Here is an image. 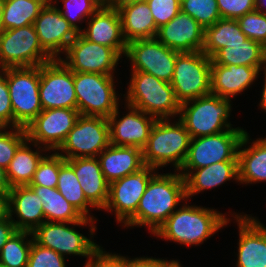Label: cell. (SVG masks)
Here are the masks:
<instances>
[{
  "label": "cell",
  "instance_id": "47",
  "mask_svg": "<svg viewBox=\"0 0 266 267\" xmlns=\"http://www.w3.org/2000/svg\"><path fill=\"white\" fill-rule=\"evenodd\" d=\"M171 259L168 261L167 258H156V257H135L130 258L125 256V267H165Z\"/></svg>",
  "mask_w": 266,
  "mask_h": 267
},
{
  "label": "cell",
  "instance_id": "25",
  "mask_svg": "<svg viewBox=\"0 0 266 267\" xmlns=\"http://www.w3.org/2000/svg\"><path fill=\"white\" fill-rule=\"evenodd\" d=\"M8 195L9 217L17 230L33 232L45 222L43 203L29 185L13 187Z\"/></svg>",
  "mask_w": 266,
  "mask_h": 267
},
{
  "label": "cell",
  "instance_id": "42",
  "mask_svg": "<svg viewBox=\"0 0 266 267\" xmlns=\"http://www.w3.org/2000/svg\"><path fill=\"white\" fill-rule=\"evenodd\" d=\"M66 260V257L40 246L33 240L27 267H67Z\"/></svg>",
  "mask_w": 266,
  "mask_h": 267
},
{
  "label": "cell",
  "instance_id": "13",
  "mask_svg": "<svg viewBox=\"0 0 266 267\" xmlns=\"http://www.w3.org/2000/svg\"><path fill=\"white\" fill-rule=\"evenodd\" d=\"M179 53L155 37L128 42L124 57L130 62L131 71H143L170 83Z\"/></svg>",
  "mask_w": 266,
  "mask_h": 267
},
{
  "label": "cell",
  "instance_id": "19",
  "mask_svg": "<svg viewBox=\"0 0 266 267\" xmlns=\"http://www.w3.org/2000/svg\"><path fill=\"white\" fill-rule=\"evenodd\" d=\"M229 212L228 217L237 223L239 235L235 266L266 267V226L250 214Z\"/></svg>",
  "mask_w": 266,
  "mask_h": 267
},
{
  "label": "cell",
  "instance_id": "43",
  "mask_svg": "<svg viewBox=\"0 0 266 267\" xmlns=\"http://www.w3.org/2000/svg\"><path fill=\"white\" fill-rule=\"evenodd\" d=\"M157 29L167 24L180 11V0H146Z\"/></svg>",
  "mask_w": 266,
  "mask_h": 267
},
{
  "label": "cell",
  "instance_id": "5",
  "mask_svg": "<svg viewBox=\"0 0 266 267\" xmlns=\"http://www.w3.org/2000/svg\"><path fill=\"white\" fill-rule=\"evenodd\" d=\"M98 220L84 217L77 222H43L33 232L34 241L42 247L49 248L69 259L68 255L87 258L101 246L93 239L97 231ZM88 228V236L83 235L75 227ZM66 255V256H65Z\"/></svg>",
  "mask_w": 266,
  "mask_h": 267
},
{
  "label": "cell",
  "instance_id": "34",
  "mask_svg": "<svg viewBox=\"0 0 266 267\" xmlns=\"http://www.w3.org/2000/svg\"><path fill=\"white\" fill-rule=\"evenodd\" d=\"M56 188L84 217L98 220L90 213V209H96L87 201L73 168L61 155Z\"/></svg>",
  "mask_w": 266,
  "mask_h": 267
},
{
  "label": "cell",
  "instance_id": "20",
  "mask_svg": "<svg viewBox=\"0 0 266 267\" xmlns=\"http://www.w3.org/2000/svg\"><path fill=\"white\" fill-rule=\"evenodd\" d=\"M126 106V107H125ZM120 116L119 107L108 117L110 144L115 146L145 147L156 118L127 104ZM121 117V118H120Z\"/></svg>",
  "mask_w": 266,
  "mask_h": 267
},
{
  "label": "cell",
  "instance_id": "9",
  "mask_svg": "<svg viewBox=\"0 0 266 267\" xmlns=\"http://www.w3.org/2000/svg\"><path fill=\"white\" fill-rule=\"evenodd\" d=\"M14 127L25 128L43 110L40 103V66L6 68Z\"/></svg>",
  "mask_w": 266,
  "mask_h": 267
},
{
  "label": "cell",
  "instance_id": "8",
  "mask_svg": "<svg viewBox=\"0 0 266 267\" xmlns=\"http://www.w3.org/2000/svg\"><path fill=\"white\" fill-rule=\"evenodd\" d=\"M115 75L74 72L77 110L83 116L110 117L121 106ZM116 84V85H115Z\"/></svg>",
  "mask_w": 266,
  "mask_h": 267
},
{
  "label": "cell",
  "instance_id": "16",
  "mask_svg": "<svg viewBox=\"0 0 266 267\" xmlns=\"http://www.w3.org/2000/svg\"><path fill=\"white\" fill-rule=\"evenodd\" d=\"M39 96L43 110L77 109L74 72L60 59L40 65Z\"/></svg>",
  "mask_w": 266,
  "mask_h": 267
},
{
  "label": "cell",
  "instance_id": "35",
  "mask_svg": "<svg viewBox=\"0 0 266 267\" xmlns=\"http://www.w3.org/2000/svg\"><path fill=\"white\" fill-rule=\"evenodd\" d=\"M49 0H4L3 29H15L34 24Z\"/></svg>",
  "mask_w": 266,
  "mask_h": 267
},
{
  "label": "cell",
  "instance_id": "36",
  "mask_svg": "<svg viewBox=\"0 0 266 267\" xmlns=\"http://www.w3.org/2000/svg\"><path fill=\"white\" fill-rule=\"evenodd\" d=\"M33 240L32 232L18 230L2 247L0 264L6 267H27Z\"/></svg>",
  "mask_w": 266,
  "mask_h": 267
},
{
  "label": "cell",
  "instance_id": "10",
  "mask_svg": "<svg viewBox=\"0 0 266 267\" xmlns=\"http://www.w3.org/2000/svg\"><path fill=\"white\" fill-rule=\"evenodd\" d=\"M211 63L200 51L177 55L170 84L180 104L211 93Z\"/></svg>",
  "mask_w": 266,
  "mask_h": 267
},
{
  "label": "cell",
  "instance_id": "24",
  "mask_svg": "<svg viewBox=\"0 0 266 267\" xmlns=\"http://www.w3.org/2000/svg\"><path fill=\"white\" fill-rule=\"evenodd\" d=\"M73 168L87 201L96 209L102 210L108 200L109 182L102 173L97 157L67 159Z\"/></svg>",
  "mask_w": 266,
  "mask_h": 267
},
{
  "label": "cell",
  "instance_id": "38",
  "mask_svg": "<svg viewBox=\"0 0 266 267\" xmlns=\"http://www.w3.org/2000/svg\"><path fill=\"white\" fill-rule=\"evenodd\" d=\"M181 11L194 18L204 29L221 19L216 0H180Z\"/></svg>",
  "mask_w": 266,
  "mask_h": 267
},
{
  "label": "cell",
  "instance_id": "48",
  "mask_svg": "<svg viewBox=\"0 0 266 267\" xmlns=\"http://www.w3.org/2000/svg\"><path fill=\"white\" fill-rule=\"evenodd\" d=\"M17 231L18 230L16 229L14 223L11 221L10 217L8 219L0 221V253L2 247Z\"/></svg>",
  "mask_w": 266,
  "mask_h": 267
},
{
  "label": "cell",
  "instance_id": "40",
  "mask_svg": "<svg viewBox=\"0 0 266 267\" xmlns=\"http://www.w3.org/2000/svg\"><path fill=\"white\" fill-rule=\"evenodd\" d=\"M60 169V155L57 152L49 151L40 163L34 173L29 186H43L56 188Z\"/></svg>",
  "mask_w": 266,
  "mask_h": 267
},
{
  "label": "cell",
  "instance_id": "28",
  "mask_svg": "<svg viewBox=\"0 0 266 267\" xmlns=\"http://www.w3.org/2000/svg\"><path fill=\"white\" fill-rule=\"evenodd\" d=\"M187 200L233 180L238 183V161H224L193 169L185 178Z\"/></svg>",
  "mask_w": 266,
  "mask_h": 267
},
{
  "label": "cell",
  "instance_id": "31",
  "mask_svg": "<svg viewBox=\"0 0 266 267\" xmlns=\"http://www.w3.org/2000/svg\"><path fill=\"white\" fill-rule=\"evenodd\" d=\"M215 64L266 67V50L260 43L246 39L242 44H232L220 49L212 58Z\"/></svg>",
  "mask_w": 266,
  "mask_h": 267
},
{
  "label": "cell",
  "instance_id": "26",
  "mask_svg": "<svg viewBox=\"0 0 266 267\" xmlns=\"http://www.w3.org/2000/svg\"><path fill=\"white\" fill-rule=\"evenodd\" d=\"M261 182H266V135L252 140L246 131L238 149V185Z\"/></svg>",
  "mask_w": 266,
  "mask_h": 267
},
{
  "label": "cell",
  "instance_id": "3",
  "mask_svg": "<svg viewBox=\"0 0 266 267\" xmlns=\"http://www.w3.org/2000/svg\"><path fill=\"white\" fill-rule=\"evenodd\" d=\"M177 120V121H176ZM158 119L153 125L145 147L143 161L159 170L163 167L179 171L186 159L191 137L184 124L177 118Z\"/></svg>",
  "mask_w": 266,
  "mask_h": 267
},
{
  "label": "cell",
  "instance_id": "44",
  "mask_svg": "<svg viewBox=\"0 0 266 267\" xmlns=\"http://www.w3.org/2000/svg\"><path fill=\"white\" fill-rule=\"evenodd\" d=\"M221 18L238 19L255 10V0H216Z\"/></svg>",
  "mask_w": 266,
  "mask_h": 267
},
{
  "label": "cell",
  "instance_id": "6",
  "mask_svg": "<svg viewBox=\"0 0 266 267\" xmlns=\"http://www.w3.org/2000/svg\"><path fill=\"white\" fill-rule=\"evenodd\" d=\"M232 103L230 99L210 93L181 104L178 119L191 138L215 135L234 126L229 120Z\"/></svg>",
  "mask_w": 266,
  "mask_h": 267
},
{
  "label": "cell",
  "instance_id": "4",
  "mask_svg": "<svg viewBox=\"0 0 266 267\" xmlns=\"http://www.w3.org/2000/svg\"><path fill=\"white\" fill-rule=\"evenodd\" d=\"M124 103L158 119H173L181 104L169 82L143 71H131Z\"/></svg>",
  "mask_w": 266,
  "mask_h": 267
},
{
  "label": "cell",
  "instance_id": "54",
  "mask_svg": "<svg viewBox=\"0 0 266 267\" xmlns=\"http://www.w3.org/2000/svg\"><path fill=\"white\" fill-rule=\"evenodd\" d=\"M3 7H4V0H0V33L4 30L2 23Z\"/></svg>",
  "mask_w": 266,
  "mask_h": 267
},
{
  "label": "cell",
  "instance_id": "45",
  "mask_svg": "<svg viewBox=\"0 0 266 267\" xmlns=\"http://www.w3.org/2000/svg\"><path fill=\"white\" fill-rule=\"evenodd\" d=\"M0 127H14V115L6 81V68L0 69Z\"/></svg>",
  "mask_w": 266,
  "mask_h": 267
},
{
  "label": "cell",
  "instance_id": "22",
  "mask_svg": "<svg viewBox=\"0 0 266 267\" xmlns=\"http://www.w3.org/2000/svg\"><path fill=\"white\" fill-rule=\"evenodd\" d=\"M205 29L187 13L180 11L158 28L156 38L166 47L182 52H202Z\"/></svg>",
  "mask_w": 266,
  "mask_h": 267
},
{
  "label": "cell",
  "instance_id": "39",
  "mask_svg": "<svg viewBox=\"0 0 266 267\" xmlns=\"http://www.w3.org/2000/svg\"><path fill=\"white\" fill-rule=\"evenodd\" d=\"M27 140L23 127L0 128V166L7 169L17 149Z\"/></svg>",
  "mask_w": 266,
  "mask_h": 267
},
{
  "label": "cell",
  "instance_id": "11",
  "mask_svg": "<svg viewBox=\"0 0 266 267\" xmlns=\"http://www.w3.org/2000/svg\"><path fill=\"white\" fill-rule=\"evenodd\" d=\"M109 145L108 119L102 116L80 115L56 152L65 160L97 157Z\"/></svg>",
  "mask_w": 266,
  "mask_h": 267
},
{
  "label": "cell",
  "instance_id": "15",
  "mask_svg": "<svg viewBox=\"0 0 266 267\" xmlns=\"http://www.w3.org/2000/svg\"><path fill=\"white\" fill-rule=\"evenodd\" d=\"M60 60L73 72L114 75L122 57L112 48L87 40L81 33Z\"/></svg>",
  "mask_w": 266,
  "mask_h": 267
},
{
  "label": "cell",
  "instance_id": "2",
  "mask_svg": "<svg viewBox=\"0 0 266 267\" xmlns=\"http://www.w3.org/2000/svg\"><path fill=\"white\" fill-rule=\"evenodd\" d=\"M188 203L186 200L175 210L152 236L183 246H199L231 222L226 212Z\"/></svg>",
  "mask_w": 266,
  "mask_h": 267
},
{
  "label": "cell",
  "instance_id": "41",
  "mask_svg": "<svg viewBox=\"0 0 266 267\" xmlns=\"http://www.w3.org/2000/svg\"><path fill=\"white\" fill-rule=\"evenodd\" d=\"M242 32L247 38L260 43L266 48V14L256 9L237 19Z\"/></svg>",
  "mask_w": 266,
  "mask_h": 267
},
{
  "label": "cell",
  "instance_id": "23",
  "mask_svg": "<svg viewBox=\"0 0 266 267\" xmlns=\"http://www.w3.org/2000/svg\"><path fill=\"white\" fill-rule=\"evenodd\" d=\"M266 67L211 63V93L224 99L235 98L251 88Z\"/></svg>",
  "mask_w": 266,
  "mask_h": 267
},
{
  "label": "cell",
  "instance_id": "14",
  "mask_svg": "<svg viewBox=\"0 0 266 267\" xmlns=\"http://www.w3.org/2000/svg\"><path fill=\"white\" fill-rule=\"evenodd\" d=\"M158 170L145 165L140 170L117 179L109 184L108 200L105 210L114 213L116 223L123 225L136 213L151 177Z\"/></svg>",
  "mask_w": 266,
  "mask_h": 267
},
{
  "label": "cell",
  "instance_id": "37",
  "mask_svg": "<svg viewBox=\"0 0 266 267\" xmlns=\"http://www.w3.org/2000/svg\"><path fill=\"white\" fill-rule=\"evenodd\" d=\"M61 12V15L80 33L86 22L103 4L101 0H51ZM62 2V8L57 4ZM81 23V24H80Z\"/></svg>",
  "mask_w": 266,
  "mask_h": 267
},
{
  "label": "cell",
  "instance_id": "52",
  "mask_svg": "<svg viewBox=\"0 0 266 267\" xmlns=\"http://www.w3.org/2000/svg\"><path fill=\"white\" fill-rule=\"evenodd\" d=\"M140 1H146V0H108L107 4H109L110 6H112L114 8H117L119 6L131 4V3H137Z\"/></svg>",
  "mask_w": 266,
  "mask_h": 267
},
{
  "label": "cell",
  "instance_id": "29",
  "mask_svg": "<svg viewBox=\"0 0 266 267\" xmlns=\"http://www.w3.org/2000/svg\"><path fill=\"white\" fill-rule=\"evenodd\" d=\"M117 10L121 18L122 35L127 43L156 37L158 29L146 1L119 6Z\"/></svg>",
  "mask_w": 266,
  "mask_h": 267
},
{
  "label": "cell",
  "instance_id": "12",
  "mask_svg": "<svg viewBox=\"0 0 266 267\" xmlns=\"http://www.w3.org/2000/svg\"><path fill=\"white\" fill-rule=\"evenodd\" d=\"M52 60L41 47L33 24L0 33V69L40 66Z\"/></svg>",
  "mask_w": 266,
  "mask_h": 267
},
{
  "label": "cell",
  "instance_id": "53",
  "mask_svg": "<svg viewBox=\"0 0 266 267\" xmlns=\"http://www.w3.org/2000/svg\"><path fill=\"white\" fill-rule=\"evenodd\" d=\"M255 9L266 14V0H255Z\"/></svg>",
  "mask_w": 266,
  "mask_h": 267
},
{
  "label": "cell",
  "instance_id": "51",
  "mask_svg": "<svg viewBox=\"0 0 266 267\" xmlns=\"http://www.w3.org/2000/svg\"><path fill=\"white\" fill-rule=\"evenodd\" d=\"M263 78L264 79H262L263 80V82H264V84L263 85H261V86H263L262 87V90H261V99H260V103H259V107L262 109V110H264L265 111V113H266V69H264L263 71Z\"/></svg>",
  "mask_w": 266,
  "mask_h": 267
},
{
  "label": "cell",
  "instance_id": "50",
  "mask_svg": "<svg viewBox=\"0 0 266 267\" xmlns=\"http://www.w3.org/2000/svg\"><path fill=\"white\" fill-rule=\"evenodd\" d=\"M12 189L7 178V171L5 168L0 166V192L9 193Z\"/></svg>",
  "mask_w": 266,
  "mask_h": 267
},
{
  "label": "cell",
  "instance_id": "49",
  "mask_svg": "<svg viewBox=\"0 0 266 267\" xmlns=\"http://www.w3.org/2000/svg\"><path fill=\"white\" fill-rule=\"evenodd\" d=\"M9 218V195L0 192V221Z\"/></svg>",
  "mask_w": 266,
  "mask_h": 267
},
{
  "label": "cell",
  "instance_id": "56",
  "mask_svg": "<svg viewBox=\"0 0 266 267\" xmlns=\"http://www.w3.org/2000/svg\"><path fill=\"white\" fill-rule=\"evenodd\" d=\"M103 3H107L108 0H101Z\"/></svg>",
  "mask_w": 266,
  "mask_h": 267
},
{
  "label": "cell",
  "instance_id": "32",
  "mask_svg": "<svg viewBox=\"0 0 266 267\" xmlns=\"http://www.w3.org/2000/svg\"><path fill=\"white\" fill-rule=\"evenodd\" d=\"M247 36L236 19L221 18L205 29L202 52L212 58L220 49L232 44H242Z\"/></svg>",
  "mask_w": 266,
  "mask_h": 267
},
{
  "label": "cell",
  "instance_id": "7",
  "mask_svg": "<svg viewBox=\"0 0 266 267\" xmlns=\"http://www.w3.org/2000/svg\"><path fill=\"white\" fill-rule=\"evenodd\" d=\"M246 133L242 127L191 138L186 159L178 171L184 178L193 170L224 161H238V149Z\"/></svg>",
  "mask_w": 266,
  "mask_h": 267
},
{
  "label": "cell",
  "instance_id": "30",
  "mask_svg": "<svg viewBox=\"0 0 266 267\" xmlns=\"http://www.w3.org/2000/svg\"><path fill=\"white\" fill-rule=\"evenodd\" d=\"M47 152H49L47 149L27 139L17 149L9 167L6 169L11 187L30 185L38 164Z\"/></svg>",
  "mask_w": 266,
  "mask_h": 267
},
{
  "label": "cell",
  "instance_id": "21",
  "mask_svg": "<svg viewBox=\"0 0 266 267\" xmlns=\"http://www.w3.org/2000/svg\"><path fill=\"white\" fill-rule=\"evenodd\" d=\"M85 24L80 33L87 40L108 46L121 57L125 56L127 42L122 35L121 18L117 8L103 3Z\"/></svg>",
  "mask_w": 266,
  "mask_h": 267
},
{
  "label": "cell",
  "instance_id": "46",
  "mask_svg": "<svg viewBox=\"0 0 266 267\" xmlns=\"http://www.w3.org/2000/svg\"><path fill=\"white\" fill-rule=\"evenodd\" d=\"M83 267H125V256L107 252L102 245L85 261Z\"/></svg>",
  "mask_w": 266,
  "mask_h": 267
},
{
  "label": "cell",
  "instance_id": "33",
  "mask_svg": "<svg viewBox=\"0 0 266 267\" xmlns=\"http://www.w3.org/2000/svg\"><path fill=\"white\" fill-rule=\"evenodd\" d=\"M43 203L45 221L77 222L84 216L70 204L57 188L30 186Z\"/></svg>",
  "mask_w": 266,
  "mask_h": 267
},
{
  "label": "cell",
  "instance_id": "27",
  "mask_svg": "<svg viewBox=\"0 0 266 267\" xmlns=\"http://www.w3.org/2000/svg\"><path fill=\"white\" fill-rule=\"evenodd\" d=\"M102 173L111 183L145 166L140 148L110 144L97 156Z\"/></svg>",
  "mask_w": 266,
  "mask_h": 267
},
{
  "label": "cell",
  "instance_id": "55",
  "mask_svg": "<svg viewBox=\"0 0 266 267\" xmlns=\"http://www.w3.org/2000/svg\"><path fill=\"white\" fill-rule=\"evenodd\" d=\"M165 267H183V266L181 265L180 261H178L177 259L175 260L173 259Z\"/></svg>",
  "mask_w": 266,
  "mask_h": 267
},
{
  "label": "cell",
  "instance_id": "17",
  "mask_svg": "<svg viewBox=\"0 0 266 267\" xmlns=\"http://www.w3.org/2000/svg\"><path fill=\"white\" fill-rule=\"evenodd\" d=\"M80 116L77 109L42 110L26 127L27 139L50 152H56Z\"/></svg>",
  "mask_w": 266,
  "mask_h": 267
},
{
  "label": "cell",
  "instance_id": "1",
  "mask_svg": "<svg viewBox=\"0 0 266 267\" xmlns=\"http://www.w3.org/2000/svg\"><path fill=\"white\" fill-rule=\"evenodd\" d=\"M186 200L184 177L178 171L163 174L157 171L151 177L136 213L122 228L146 227L153 235Z\"/></svg>",
  "mask_w": 266,
  "mask_h": 267
},
{
  "label": "cell",
  "instance_id": "18",
  "mask_svg": "<svg viewBox=\"0 0 266 267\" xmlns=\"http://www.w3.org/2000/svg\"><path fill=\"white\" fill-rule=\"evenodd\" d=\"M33 25L41 47L52 59H60L78 35L51 0L42 8Z\"/></svg>",
  "mask_w": 266,
  "mask_h": 267
}]
</instances>
